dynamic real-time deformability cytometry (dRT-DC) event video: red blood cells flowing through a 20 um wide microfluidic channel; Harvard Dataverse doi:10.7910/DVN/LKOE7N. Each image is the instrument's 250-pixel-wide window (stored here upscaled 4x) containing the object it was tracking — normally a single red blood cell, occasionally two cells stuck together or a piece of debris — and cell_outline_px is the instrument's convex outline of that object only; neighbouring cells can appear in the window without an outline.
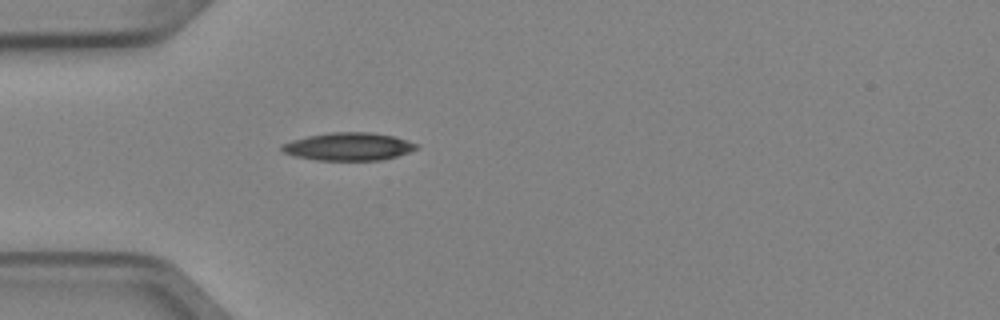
{"species": "Egyptian fruit bat (a non-hibernating species)", "species_latin": "Rousettus aegyptiacus", "temperature_condition": "cold", "stored_images_in_passage": 3, "camera_frame_rate_fps": 3000, "um_per_image_px": 0.085, "animal": {"sex": "female"}, "frame": {"image": 1, "passage_image": 3, "time_ms": 0.667, "image_size_px": [1000, 320], "cell_outline_px": [[420, 148], [396, 156], [380, 160], [316, 160], [296, 156], [284, 152], [280, 148], [280, 144], [292, 140], [308, 136], [332, 132], [372, 132], [396, 136], [420, 144]], "centroid_in_image_um": [29.67, 12.45], "position_along_channel_um": 55.3, "area_um2": 21.96}}